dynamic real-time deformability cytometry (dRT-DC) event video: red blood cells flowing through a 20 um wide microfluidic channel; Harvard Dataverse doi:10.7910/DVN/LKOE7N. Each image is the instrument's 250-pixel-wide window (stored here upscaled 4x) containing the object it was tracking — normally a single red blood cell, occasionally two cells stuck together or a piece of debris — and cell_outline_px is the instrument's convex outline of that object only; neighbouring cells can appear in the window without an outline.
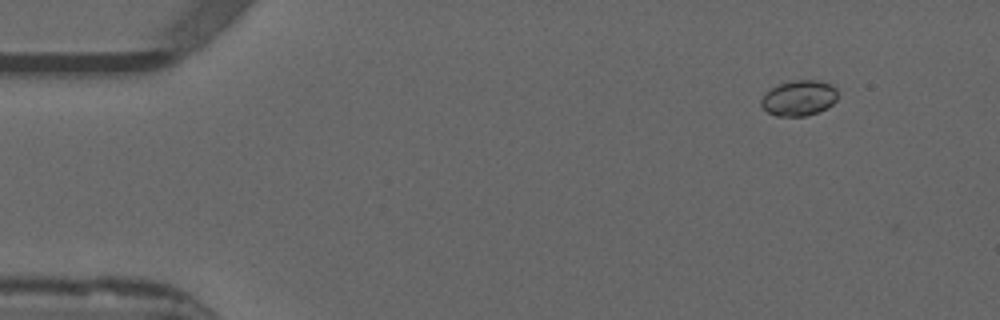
{"species": "common noctule bat (a hibernating species)", "species_latin": "Nyctalus noctula", "temperature_condition": "warm", "stored_images_in_passage": 49, "camera_frame_rate_fps": 3000, "um_per_image_px": 0.085, "animal": {"sex": "male", "forearm_length_mm": 52.5}, "frame": {"image": 1, "passage_image": 1, "time_ms": 0.0, "image_size_px": [1000, 320], "cell_outline_px": [[836, 100], [828, 108], [804, 116], [776, 116], [768, 112], [760, 104], [760, 100], [772, 88], [780, 84], [792, 80], [816, 80], [832, 84], [836, 88]], "centroid_in_image_um": [67.92, 8.33], "position_along_channel_um": 17.1, "area_um2": 15.66}}
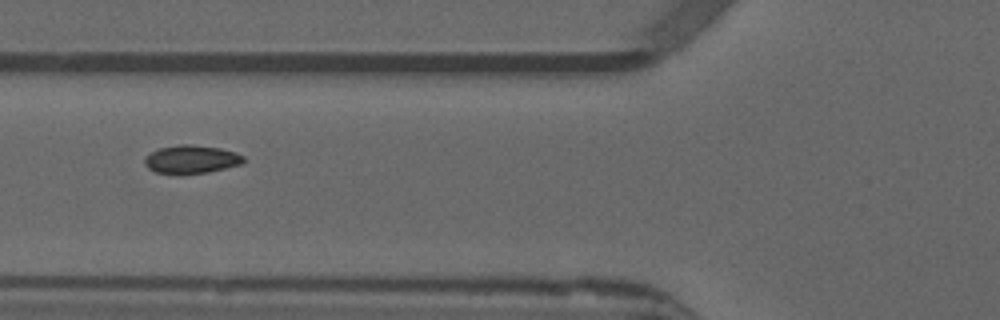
{"frame": {"image": 2, "passage_image": 16, "time_ms": 5.0, "image_size_px": [1000, 320], "cell_outline_px": [[244, 160], [240, 164], [208, 172], [184, 176], [176, 176], [156, 172], [148, 168], [144, 164], [144, 156], [160, 148], [180, 144], [188, 144], [220, 148], [236, 152], [244, 156]], "centroid_in_image_um": [16.21, 13.57], "position_along_channel_um": 109.6, "area_um2": 16.65}}
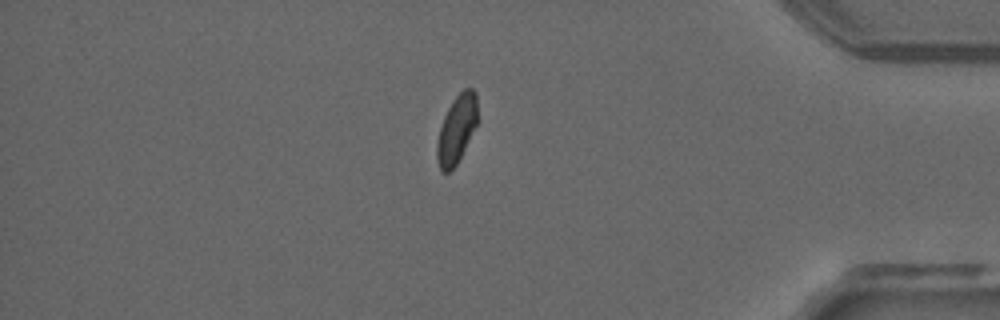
{"frame": {"image": 3, "passage_image": 41, "time_ms": 13.333, "image_size_px": [1000, 320], "cell_outline_px": [[480, 120], [456, 164], [448, 172], [440, 172], [436, 156], [436, 144], [440, 128], [444, 116], [452, 100], [464, 88], [472, 88], [476, 92]], "centroid_in_image_um": [38.85, 10.95], "position_along_channel_um": 396.4, "area_um2": 16.42}}